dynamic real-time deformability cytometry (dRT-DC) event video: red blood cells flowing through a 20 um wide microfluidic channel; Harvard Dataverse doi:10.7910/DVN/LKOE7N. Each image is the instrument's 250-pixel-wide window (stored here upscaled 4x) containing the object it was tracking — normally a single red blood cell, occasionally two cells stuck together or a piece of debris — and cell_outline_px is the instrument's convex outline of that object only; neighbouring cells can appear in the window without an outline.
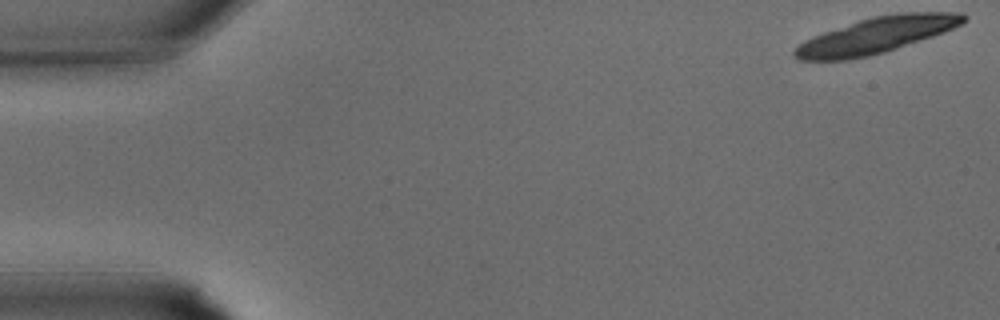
{"species": "common noctule bat (a hibernating species)", "species_latin": "Nyctalus noctula", "temperature_condition": "warm", "stored_images_in_passage": 13, "camera_frame_rate_fps": 3000, "um_per_image_px": 0.085, "animal": {"sex": "male", "body_mass_g": 15.6}, "frame": {"image": 1, "passage_image": 1, "time_ms": 0.0, "image_size_px": [1000, 320], "cell_outline_px": [[968, 16], [960, 24], [944, 32], [884, 52], [868, 56], [848, 60], [796, 60], [792, 56], [792, 52], [804, 40], [824, 32], [872, 16], [900, 12], [964, 12]], "centroid_in_image_um": [74.47, 2.99], "position_along_channel_um": 10.5, "area_um2": 35.14}}